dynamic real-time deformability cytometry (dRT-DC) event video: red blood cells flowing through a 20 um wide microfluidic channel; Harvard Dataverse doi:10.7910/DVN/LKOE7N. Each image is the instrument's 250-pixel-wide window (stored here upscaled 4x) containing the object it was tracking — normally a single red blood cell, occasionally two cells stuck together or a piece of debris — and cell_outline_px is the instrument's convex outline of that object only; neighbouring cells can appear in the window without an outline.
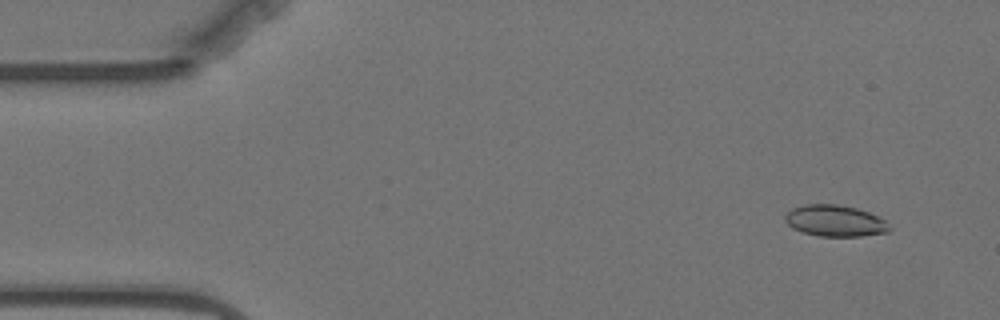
{"species": "Egyptian fruit bat (a non-hibernating species)", "species_latin": "Rousettus aegyptiacus", "temperature_condition": "warm", "stored_images_in_passage": 4, "camera_frame_rate_fps": 3000, "um_per_image_px": 0.085, "animal": {"sex": "female"}, "frame": {"image": 1, "passage_image": 1, "time_ms": 0.0, "image_size_px": [1000, 320], "cell_outline_px": [[892, 228], [888, 232], [860, 236], [820, 236], [804, 232], [792, 228], [784, 220], [784, 216], [792, 208], [804, 204], [836, 204], [856, 208], [868, 212], [884, 220]], "centroid_in_image_um": [70.96, 18.76], "position_along_channel_um": 14.0, "area_um2": 18.96}}
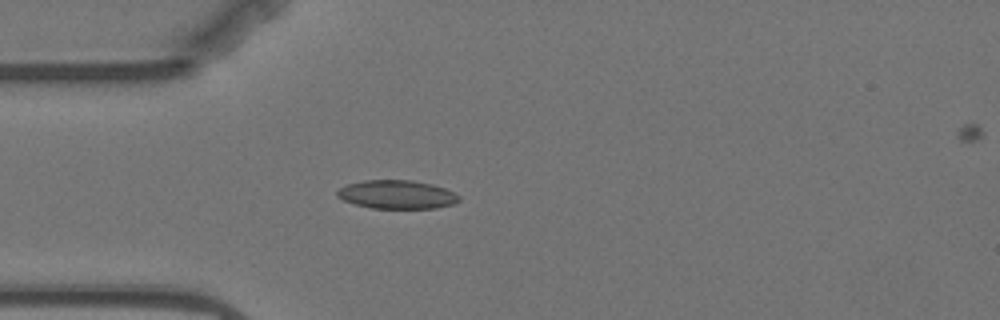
{"frame": {"image": 2, "passage_image": 4, "time_ms": 3.667, "image_size_px": [1000, 320], "cell_outline_px": [[460, 200], [452, 204], [436, 208], [372, 208], [356, 204], [344, 200], [336, 196], [336, 192], [340, 188], [348, 184], [364, 180], [412, 180], [432, 184], [444, 188], [460, 196]], "centroid_in_image_um": [33.73, 16.53], "position_along_channel_um": 51.3, "area_um2": 20.11}}